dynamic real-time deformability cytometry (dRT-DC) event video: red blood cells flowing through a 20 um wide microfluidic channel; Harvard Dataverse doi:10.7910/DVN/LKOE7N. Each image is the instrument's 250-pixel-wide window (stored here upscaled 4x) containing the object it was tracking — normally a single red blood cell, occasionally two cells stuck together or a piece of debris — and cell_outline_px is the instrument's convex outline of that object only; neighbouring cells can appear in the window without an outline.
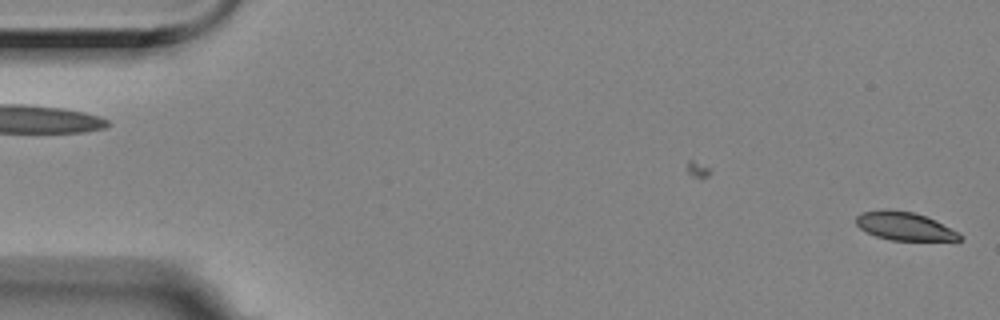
{"species": "Egyptian fruit bat (a non-hibernating species)", "species_latin": "Rousettus aegyptiacus", "temperature_condition": "room temperature", "stored_images_in_passage": 51, "camera_frame_rate_fps": 3000, "um_per_image_px": 0.085, "animal": {"sex": "female"}, "frame": {"image": 1, "passage_image": 1, "time_ms": 0.0, "image_size_px": [1000, 320], "cell_outline_px": [[964, 240], [892, 240], [876, 236], [860, 228], [856, 224], [856, 216], [860, 212], [884, 208], [912, 212], [936, 220], [960, 232], [964, 236]], "centroid_in_image_um": [76.91, 19.21], "position_along_channel_um": 8.1, "area_um2": 17.22}}
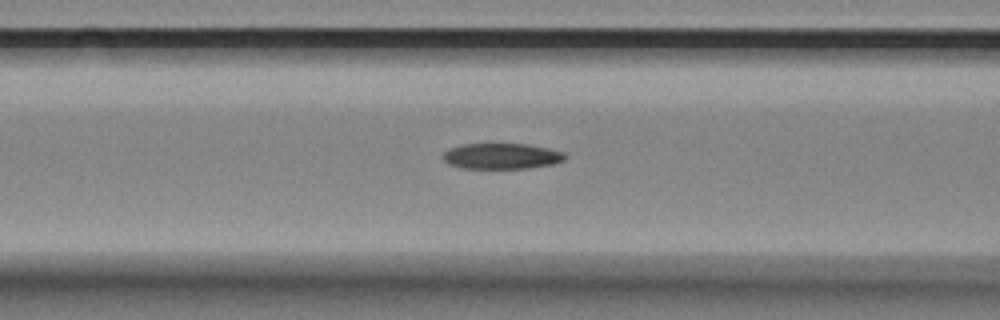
{"frame": {"image": 2, "passage_image": 22, "time_ms": 7.0, "image_size_px": [1000, 320], "cell_outline_px": [[568, 156], [564, 160], [552, 164], [528, 168], [460, 168], [448, 164], [444, 160], [444, 152], [448, 148], [464, 144], [528, 144], [548, 148], [564, 152]], "centroid_in_image_um": [42.65, 13.27], "position_along_channel_um": 124.0, "area_um2": 18.32}}
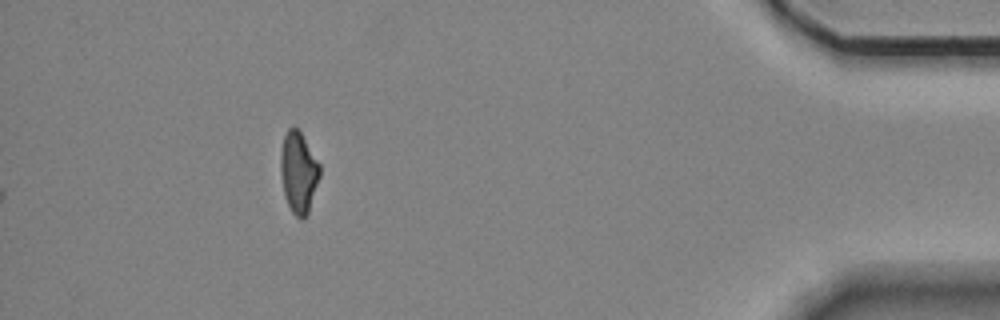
{"frame": {"image": 3, "passage_image": 51, "time_ms": 16.667, "image_size_px": [1000, 320], "cell_outline_px": [[320, 176], [308, 212], [300, 220], [292, 212], [284, 196], [280, 172], [280, 152], [284, 136], [288, 128], [292, 124], [300, 132], [320, 164]], "centroid_in_image_um": [25.36, 14.63], "position_along_channel_um": 409.8, "area_um2": 18.5}, "authors_computed_cell_mechanics": {"area_um2": 18.785, "velocity_mm_per_s": 3.5297, "shape_relaxation_time_tau1_ms": null, "shape_relaxation_time_tau2_ms": 7.7476, "deformation_change_tau1": null, "deformation_change_tau2": 0.161}}